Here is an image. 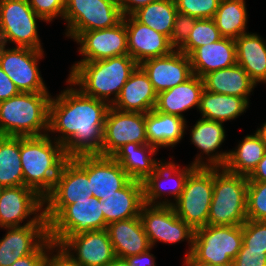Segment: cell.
<instances>
[{
    "label": "cell",
    "instance_id": "f1b7e54d",
    "mask_svg": "<svg viewBox=\"0 0 266 266\" xmlns=\"http://www.w3.org/2000/svg\"><path fill=\"white\" fill-rule=\"evenodd\" d=\"M103 203V215L107 225L140 216L144 205L142 182L131 180L124 188L107 196Z\"/></svg>",
    "mask_w": 266,
    "mask_h": 266
},
{
    "label": "cell",
    "instance_id": "6da1fadb",
    "mask_svg": "<svg viewBox=\"0 0 266 266\" xmlns=\"http://www.w3.org/2000/svg\"><path fill=\"white\" fill-rule=\"evenodd\" d=\"M70 86L51 98L48 134L63 145L68 158L99 154L102 149L105 117L110 105ZM58 136V137H57Z\"/></svg>",
    "mask_w": 266,
    "mask_h": 266
},
{
    "label": "cell",
    "instance_id": "9c48e42d",
    "mask_svg": "<svg viewBox=\"0 0 266 266\" xmlns=\"http://www.w3.org/2000/svg\"><path fill=\"white\" fill-rule=\"evenodd\" d=\"M45 22L30 7L28 0H0V44L44 50L37 21Z\"/></svg>",
    "mask_w": 266,
    "mask_h": 266
},
{
    "label": "cell",
    "instance_id": "11a10c76",
    "mask_svg": "<svg viewBox=\"0 0 266 266\" xmlns=\"http://www.w3.org/2000/svg\"><path fill=\"white\" fill-rule=\"evenodd\" d=\"M158 1H166V2H173V3H176L177 0H158Z\"/></svg>",
    "mask_w": 266,
    "mask_h": 266
},
{
    "label": "cell",
    "instance_id": "8d00e7d4",
    "mask_svg": "<svg viewBox=\"0 0 266 266\" xmlns=\"http://www.w3.org/2000/svg\"><path fill=\"white\" fill-rule=\"evenodd\" d=\"M176 14V3L156 1L140 8L132 16L138 22L170 38Z\"/></svg>",
    "mask_w": 266,
    "mask_h": 266
},
{
    "label": "cell",
    "instance_id": "d590c367",
    "mask_svg": "<svg viewBox=\"0 0 266 266\" xmlns=\"http://www.w3.org/2000/svg\"><path fill=\"white\" fill-rule=\"evenodd\" d=\"M20 137L0 136V188L24 186Z\"/></svg>",
    "mask_w": 266,
    "mask_h": 266
},
{
    "label": "cell",
    "instance_id": "74e56055",
    "mask_svg": "<svg viewBox=\"0 0 266 266\" xmlns=\"http://www.w3.org/2000/svg\"><path fill=\"white\" fill-rule=\"evenodd\" d=\"M221 38L213 18L197 19L187 41L178 50L189 56L196 48L216 42Z\"/></svg>",
    "mask_w": 266,
    "mask_h": 266
},
{
    "label": "cell",
    "instance_id": "60d3db41",
    "mask_svg": "<svg viewBox=\"0 0 266 266\" xmlns=\"http://www.w3.org/2000/svg\"><path fill=\"white\" fill-rule=\"evenodd\" d=\"M243 245L249 250H265L266 221L246 220L242 225Z\"/></svg>",
    "mask_w": 266,
    "mask_h": 266
},
{
    "label": "cell",
    "instance_id": "c3c4849f",
    "mask_svg": "<svg viewBox=\"0 0 266 266\" xmlns=\"http://www.w3.org/2000/svg\"><path fill=\"white\" fill-rule=\"evenodd\" d=\"M158 0H118L123 16H131L134 12Z\"/></svg>",
    "mask_w": 266,
    "mask_h": 266
},
{
    "label": "cell",
    "instance_id": "ab89813d",
    "mask_svg": "<svg viewBox=\"0 0 266 266\" xmlns=\"http://www.w3.org/2000/svg\"><path fill=\"white\" fill-rule=\"evenodd\" d=\"M220 0H177V12L193 16L197 19L214 18Z\"/></svg>",
    "mask_w": 266,
    "mask_h": 266
},
{
    "label": "cell",
    "instance_id": "5b68a950",
    "mask_svg": "<svg viewBox=\"0 0 266 266\" xmlns=\"http://www.w3.org/2000/svg\"><path fill=\"white\" fill-rule=\"evenodd\" d=\"M248 176L214 167L213 196L208 225H243L247 220Z\"/></svg>",
    "mask_w": 266,
    "mask_h": 266
},
{
    "label": "cell",
    "instance_id": "f35d334b",
    "mask_svg": "<svg viewBox=\"0 0 266 266\" xmlns=\"http://www.w3.org/2000/svg\"><path fill=\"white\" fill-rule=\"evenodd\" d=\"M247 219L266 221V182H248Z\"/></svg>",
    "mask_w": 266,
    "mask_h": 266
},
{
    "label": "cell",
    "instance_id": "ac0fdd59",
    "mask_svg": "<svg viewBox=\"0 0 266 266\" xmlns=\"http://www.w3.org/2000/svg\"><path fill=\"white\" fill-rule=\"evenodd\" d=\"M83 56L80 61H98L128 53L127 31L124 20L111 28L82 32L74 42Z\"/></svg>",
    "mask_w": 266,
    "mask_h": 266
},
{
    "label": "cell",
    "instance_id": "3957f363",
    "mask_svg": "<svg viewBox=\"0 0 266 266\" xmlns=\"http://www.w3.org/2000/svg\"><path fill=\"white\" fill-rule=\"evenodd\" d=\"M52 137L50 134L20 137L24 186L35 190L43 199L53 190L61 167L68 159L63 145Z\"/></svg>",
    "mask_w": 266,
    "mask_h": 266
},
{
    "label": "cell",
    "instance_id": "7bdbcfd3",
    "mask_svg": "<svg viewBox=\"0 0 266 266\" xmlns=\"http://www.w3.org/2000/svg\"><path fill=\"white\" fill-rule=\"evenodd\" d=\"M33 11L45 22H52L55 18L63 19L65 0H28Z\"/></svg>",
    "mask_w": 266,
    "mask_h": 266
},
{
    "label": "cell",
    "instance_id": "681fc988",
    "mask_svg": "<svg viewBox=\"0 0 266 266\" xmlns=\"http://www.w3.org/2000/svg\"><path fill=\"white\" fill-rule=\"evenodd\" d=\"M151 250L152 248L146 252L127 257L125 260L129 266H156V258L152 253H150Z\"/></svg>",
    "mask_w": 266,
    "mask_h": 266
},
{
    "label": "cell",
    "instance_id": "bcb514c9",
    "mask_svg": "<svg viewBox=\"0 0 266 266\" xmlns=\"http://www.w3.org/2000/svg\"><path fill=\"white\" fill-rule=\"evenodd\" d=\"M54 243L48 238L35 252L15 261L11 266H44L47 250Z\"/></svg>",
    "mask_w": 266,
    "mask_h": 266
},
{
    "label": "cell",
    "instance_id": "52a82bcc",
    "mask_svg": "<svg viewBox=\"0 0 266 266\" xmlns=\"http://www.w3.org/2000/svg\"><path fill=\"white\" fill-rule=\"evenodd\" d=\"M213 185L214 167H196L189 174L180 197L172 205L177 216L194 231L208 225Z\"/></svg>",
    "mask_w": 266,
    "mask_h": 266
},
{
    "label": "cell",
    "instance_id": "ffe728a7",
    "mask_svg": "<svg viewBox=\"0 0 266 266\" xmlns=\"http://www.w3.org/2000/svg\"><path fill=\"white\" fill-rule=\"evenodd\" d=\"M139 66L148 75L157 94L185 82L193 75L189 56L180 50L145 60Z\"/></svg>",
    "mask_w": 266,
    "mask_h": 266
},
{
    "label": "cell",
    "instance_id": "836d02e7",
    "mask_svg": "<svg viewBox=\"0 0 266 266\" xmlns=\"http://www.w3.org/2000/svg\"><path fill=\"white\" fill-rule=\"evenodd\" d=\"M265 153L266 146L255 132L245 136L234 150H229L228 158L223 168L233 174L249 176Z\"/></svg>",
    "mask_w": 266,
    "mask_h": 266
},
{
    "label": "cell",
    "instance_id": "8fae6325",
    "mask_svg": "<svg viewBox=\"0 0 266 266\" xmlns=\"http://www.w3.org/2000/svg\"><path fill=\"white\" fill-rule=\"evenodd\" d=\"M139 217L152 248L158 241L176 244L187 240L190 247L185 256L191 255L195 231L177 216L173 206L144 204Z\"/></svg>",
    "mask_w": 266,
    "mask_h": 266
},
{
    "label": "cell",
    "instance_id": "ba28073f",
    "mask_svg": "<svg viewBox=\"0 0 266 266\" xmlns=\"http://www.w3.org/2000/svg\"><path fill=\"white\" fill-rule=\"evenodd\" d=\"M123 17L115 0H65V35L75 40L82 32L114 27Z\"/></svg>",
    "mask_w": 266,
    "mask_h": 266
},
{
    "label": "cell",
    "instance_id": "4dcf8cb0",
    "mask_svg": "<svg viewBox=\"0 0 266 266\" xmlns=\"http://www.w3.org/2000/svg\"><path fill=\"white\" fill-rule=\"evenodd\" d=\"M237 64L258 85L266 84V41L257 33H244L235 39Z\"/></svg>",
    "mask_w": 266,
    "mask_h": 266
},
{
    "label": "cell",
    "instance_id": "4fadbf2b",
    "mask_svg": "<svg viewBox=\"0 0 266 266\" xmlns=\"http://www.w3.org/2000/svg\"><path fill=\"white\" fill-rule=\"evenodd\" d=\"M76 200H92L87 173L68 158L61 167L53 190L44 198V217L48 224L67 206Z\"/></svg>",
    "mask_w": 266,
    "mask_h": 266
},
{
    "label": "cell",
    "instance_id": "4316f807",
    "mask_svg": "<svg viewBox=\"0 0 266 266\" xmlns=\"http://www.w3.org/2000/svg\"><path fill=\"white\" fill-rule=\"evenodd\" d=\"M204 91L203 79L193 74L185 82L160 92L157 95L155 110L164 114L177 115L184 118L182 112L188 109H199L202 92Z\"/></svg>",
    "mask_w": 266,
    "mask_h": 266
},
{
    "label": "cell",
    "instance_id": "7402d4cb",
    "mask_svg": "<svg viewBox=\"0 0 266 266\" xmlns=\"http://www.w3.org/2000/svg\"><path fill=\"white\" fill-rule=\"evenodd\" d=\"M223 124L204 118H199L196 121L190 132V141L201 152L196 155L192 165L196 167H223L225 165L229 151L221 150L218 152V148L226 138ZM202 155H205L206 158L205 156L203 158Z\"/></svg>",
    "mask_w": 266,
    "mask_h": 266
},
{
    "label": "cell",
    "instance_id": "e0dca14e",
    "mask_svg": "<svg viewBox=\"0 0 266 266\" xmlns=\"http://www.w3.org/2000/svg\"><path fill=\"white\" fill-rule=\"evenodd\" d=\"M196 168L191 163L181 167L174 161H164L155 168L143 182L144 204L147 205H173L184 190L189 174ZM168 182L171 184H165ZM171 180V181H169ZM165 185V186H164ZM170 185V186H169ZM167 186V187H166ZM173 197V201L166 199L165 195ZM164 198V200L162 199ZM159 200V201H158Z\"/></svg>",
    "mask_w": 266,
    "mask_h": 266
},
{
    "label": "cell",
    "instance_id": "83f0119b",
    "mask_svg": "<svg viewBox=\"0 0 266 266\" xmlns=\"http://www.w3.org/2000/svg\"><path fill=\"white\" fill-rule=\"evenodd\" d=\"M148 144L156 149L174 147L180 143L187 129L186 118L164 114L155 109L145 114Z\"/></svg>",
    "mask_w": 266,
    "mask_h": 266
},
{
    "label": "cell",
    "instance_id": "30bf717a",
    "mask_svg": "<svg viewBox=\"0 0 266 266\" xmlns=\"http://www.w3.org/2000/svg\"><path fill=\"white\" fill-rule=\"evenodd\" d=\"M103 201L92 196V200H76L67 205L49 224V239L59 244L65 237L93 230L106 229Z\"/></svg>",
    "mask_w": 266,
    "mask_h": 266
},
{
    "label": "cell",
    "instance_id": "e575fe53",
    "mask_svg": "<svg viewBox=\"0 0 266 266\" xmlns=\"http://www.w3.org/2000/svg\"><path fill=\"white\" fill-rule=\"evenodd\" d=\"M247 15L245 0H220L213 19L222 37L236 39L248 33Z\"/></svg>",
    "mask_w": 266,
    "mask_h": 266
},
{
    "label": "cell",
    "instance_id": "d6a6232c",
    "mask_svg": "<svg viewBox=\"0 0 266 266\" xmlns=\"http://www.w3.org/2000/svg\"><path fill=\"white\" fill-rule=\"evenodd\" d=\"M248 107L249 102L245 98L209 92L204 89L198 110L201 118L224 123L235 120L244 114Z\"/></svg>",
    "mask_w": 266,
    "mask_h": 266
},
{
    "label": "cell",
    "instance_id": "b9f144b4",
    "mask_svg": "<svg viewBox=\"0 0 266 266\" xmlns=\"http://www.w3.org/2000/svg\"><path fill=\"white\" fill-rule=\"evenodd\" d=\"M196 20L197 18L193 16L177 12L169 38V42L175 50H178L187 41Z\"/></svg>",
    "mask_w": 266,
    "mask_h": 266
},
{
    "label": "cell",
    "instance_id": "f907efd6",
    "mask_svg": "<svg viewBox=\"0 0 266 266\" xmlns=\"http://www.w3.org/2000/svg\"><path fill=\"white\" fill-rule=\"evenodd\" d=\"M248 182H266V153L254 171L248 176Z\"/></svg>",
    "mask_w": 266,
    "mask_h": 266
},
{
    "label": "cell",
    "instance_id": "7dc6e473",
    "mask_svg": "<svg viewBox=\"0 0 266 266\" xmlns=\"http://www.w3.org/2000/svg\"><path fill=\"white\" fill-rule=\"evenodd\" d=\"M19 93L14 82L0 68V101L7 100Z\"/></svg>",
    "mask_w": 266,
    "mask_h": 266
},
{
    "label": "cell",
    "instance_id": "603a6c76",
    "mask_svg": "<svg viewBox=\"0 0 266 266\" xmlns=\"http://www.w3.org/2000/svg\"><path fill=\"white\" fill-rule=\"evenodd\" d=\"M123 20L127 31L128 53L138 64L175 50L167 36L138 22L132 15L124 16Z\"/></svg>",
    "mask_w": 266,
    "mask_h": 266
},
{
    "label": "cell",
    "instance_id": "f5cc1de1",
    "mask_svg": "<svg viewBox=\"0 0 266 266\" xmlns=\"http://www.w3.org/2000/svg\"><path fill=\"white\" fill-rule=\"evenodd\" d=\"M106 266H129V264L127 263V261L124 258L115 257Z\"/></svg>",
    "mask_w": 266,
    "mask_h": 266
},
{
    "label": "cell",
    "instance_id": "8992f818",
    "mask_svg": "<svg viewBox=\"0 0 266 266\" xmlns=\"http://www.w3.org/2000/svg\"><path fill=\"white\" fill-rule=\"evenodd\" d=\"M242 245V225H206L194 232L191 256L198 262L233 266Z\"/></svg>",
    "mask_w": 266,
    "mask_h": 266
},
{
    "label": "cell",
    "instance_id": "9a60e30c",
    "mask_svg": "<svg viewBox=\"0 0 266 266\" xmlns=\"http://www.w3.org/2000/svg\"><path fill=\"white\" fill-rule=\"evenodd\" d=\"M127 143L148 144L145 114L123 112L110 106L105 117L100 155L113 156Z\"/></svg>",
    "mask_w": 266,
    "mask_h": 266
},
{
    "label": "cell",
    "instance_id": "1f68e13d",
    "mask_svg": "<svg viewBox=\"0 0 266 266\" xmlns=\"http://www.w3.org/2000/svg\"><path fill=\"white\" fill-rule=\"evenodd\" d=\"M158 149L149 144L127 143L112 157L121 165L132 180L143 182L162 162L153 158Z\"/></svg>",
    "mask_w": 266,
    "mask_h": 266
},
{
    "label": "cell",
    "instance_id": "cb8c5ba5",
    "mask_svg": "<svg viewBox=\"0 0 266 266\" xmlns=\"http://www.w3.org/2000/svg\"><path fill=\"white\" fill-rule=\"evenodd\" d=\"M157 95L148 75L138 66L122 87L111 107L123 112L146 114L155 109Z\"/></svg>",
    "mask_w": 266,
    "mask_h": 266
},
{
    "label": "cell",
    "instance_id": "816d5d0a",
    "mask_svg": "<svg viewBox=\"0 0 266 266\" xmlns=\"http://www.w3.org/2000/svg\"><path fill=\"white\" fill-rule=\"evenodd\" d=\"M183 262H184L183 266H220V265H215V264H210V263L198 262L191 255L185 256Z\"/></svg>",
    "mask_w": 266,
    "mask_h": 266
},
{
    "label": "cell",
    "instance_id": "7c38bea8",
    "mask_svg": "<svg viewBox=\"0 0 266 266\" xmlns=\"http://www.w3.org/2000/svg\"><path fill=\"white\" fill-rule=\"evenodd\" d=\"M0 44V68L14 82L20 92H49L39 69L43 50L12 47Z\"/></svg>",
    "mask_w": 266,
    "mask_h": 266
},
{
    "label": "cell",
    "instance_id": "db71d44e",
    "mask_svg": "<svg viewBox=\"0 0 266 266\" xmlns=\"http://www.w3.org/2000/svg\"><path fill=\"white\" fill-rule=\"evenodd\" d=\"M261 125L260 128H257L256 133L260 136L262 142L266 146V122Z\"/></svg>",
    "mask_w": 266,
    "mask_h": 266
},
{
    "label": "cell",
    "instance_id": "484cf974",
    "mask_svg": "<svg viewBox=\"0 0 266 266\" xmlns=\"http://www.w3.org/2000/svg\"><path fill=\"white\" fill-rule=\"evenodd\" d=\"M106 230L116 257L125 259L152 248L139 216L110 223Z\"/></svg>",
    "mask_w": 266,
    "mask_h": 266
},
{
    "label": "cell",
    "instance_id": "44dd1931",
    "mask_svg": "<svg viewBox=\"0 0 266 266\" xmlns=\"http://www.w3.org/2000/svg\"><path fill=\"white\" fill-rule=\"evenodd\" d=\"M0 239V266H11L15 261L35 252L48 238V224H27L6 227Z\"/></svg>",
    "mask_w": 266,
    "mask_h": 266
},
{
    "label": "cell",
    "instance_id": "d6986e66",
    "mask_svg": "<svg viewBox=\"0 0 266 266\" xmlns=\"http://www.w3.org/2000/svg\"><path fill=\"white\" fill-rule=\"evenodd\" d=\"M59 245L81 266H106L116 257L106 229L65 237Z\"/></svg>",
    "mask_w": 266,
    "mask_h": 266
},
{
    "label": "cell",
    "instance_id": "d4e9b609",
    "mask_svg": "<svg viewBox=\"0 0 266 266\" xmlns=\"http://www.w3.org/2000/svg\"><path fill=\"white\" fill-rule=\"evenodd\" d=\"M192 72L203 78L210 72L237 64L235 39L224 38L196 48L190 55Z\"/></svg>",
    "mask_w": 266,
    "mask_h": 266
},
{
    "label": "cell",
    "instance_id": "5bb4252c",
    "mask_svg": "<svg viewBox=\"0 0 266 266\" xmlns=\"http://www.w3.org/2000/svg\"><path fill=\"white\" fill-rule=\"evenodd\" d=\"M24 221L48 224L44 217V199L27 186L0 188V227L23 226Z\"/></svg>",
    "mask_w": 266,
    "mask_h": 266
},
{
    "label": "cell",
    "instance_id": "ee69618b",
    "mask_svg": "<svg viewBox=\"0 0 266 266\" xmlns=\"http://www.w3.org/2000/svg\"><path fill=\"white\" fill-rule=\"evenodd\" d=\"M55 252V253H54ZM44 266H81L59 244H53L46 253Z\"/></svg>",
    "mask_w": 266,
    "mask_h": 266
},
{
    "label": "cell",
    "instance_id": "2e32d148",
    "mask_svg": "<svg viewBox=\"0 0 266 266\" xmlns=\"http://www.w3.org/2000/svg\"><path fill=\"white\" fill-rule=\"evenodd\" d=\"M72 159L87 173L92 196L102 201L132 180L112 156L93 154Z\"/></svg>",
    "mask_w": 266,
    "mask_h": 266
},
{
    "label": "cell",
    "instance_id": "277c9868",
    "mask_svg": "<svg viewBox=\"0 0 266 266\" xmlns=\"http://www.w3.org/2000/svg\"><path fill=\"white\" fill-rule=\"evenodd\" d=\"M51 98L49 92H20L0 101V136L48 134Z\"/></svg>",
    "mask_w": 266,
    "mask_h": 266
},
{
    "label": "cell",
    "instance_id": "f6af8a7d",
    "mask_svg": "<svg viewBox=\"0 0 266 266\" xmlns=\"http://www.w3.org/2000/svg\"><path fill=\"white\" fill-rule=\"evenodd\" d=\"M233 266H266L265 250H249L242 245L233 260Z\"/></svg>",
    "mask_w": 266,
    "mask_h": 266
},
{
    "label": "cell",
    "instance_id": "7a4b0ae2",
    "mask_svg": "<svg viewBox=\"0 0 266 266\" xmlns=\"http://www.w3.org/2000/svg\"><path fill=\"white\" fill-rule=\"evenodd\" d=\"M138 66L129 54L98 61H78L71 66L67 79L74 87L79 86L85 95L111 106Z\"/></svg>",
    "mask_w": 266,
    "mask_h": 266
},
{
    "label": "cell",
    "instance_id": "f546056e",
    "mask_svg": "<svg viewBox=\"0 0 266 266\" xmlns=\"http://www.w3.org/2000/svg\"><path fill=\"white\" fill-rule=\"evenodd\" d=\"M202 79L205 90L242 97L248 102L251 92L257 86L245 69L238 64L210 72Z\"/></svg>",
    "mask_w": 266,
    "mask_h": 266
}]
</instances>
